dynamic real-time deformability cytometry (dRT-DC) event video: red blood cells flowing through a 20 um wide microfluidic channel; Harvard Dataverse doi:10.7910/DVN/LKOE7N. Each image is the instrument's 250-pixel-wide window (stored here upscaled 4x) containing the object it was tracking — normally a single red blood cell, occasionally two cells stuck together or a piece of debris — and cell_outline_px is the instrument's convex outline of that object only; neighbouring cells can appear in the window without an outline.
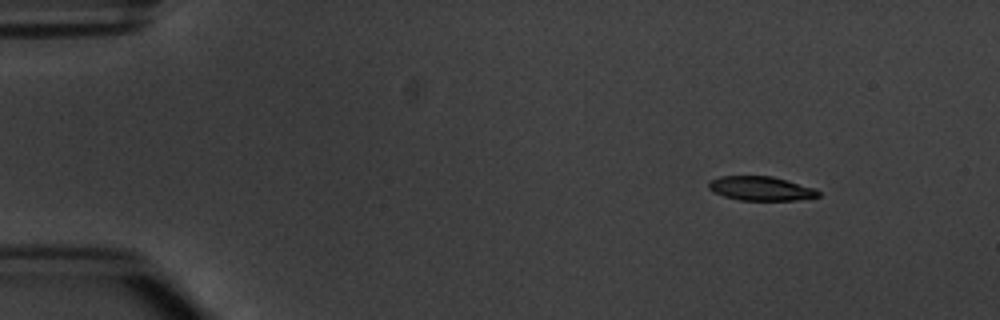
{"species": "common noctule bat (a hibernating species)", "species_latin": "Nyctalus noctula", "temperature_condition": "warm", "stored_images_in_passage": 3, "camera_frame_rate_fps": 3000, "um_per_image_px": 0.085, "animal": {"sex": "male", "body_mass_g": 20.1, "forearm_length_mm": 53.5}, "frame": {"image": 1, "passage_image": 1, "time_ms": 0.0, "image_size_px": [1000, 320], "cell_outline_px": [[820, 196], [796, 200], [740, 200], [724, 196], [712, 192], [708, 188], [708, 180], [720, 176], [772, 176], [788, 180], [816, 188], [820, 192]], "centroid_in_image_um": [64.66, 16.01], "position_along_channel_um": 20.3, "area_um2": 15.61}}
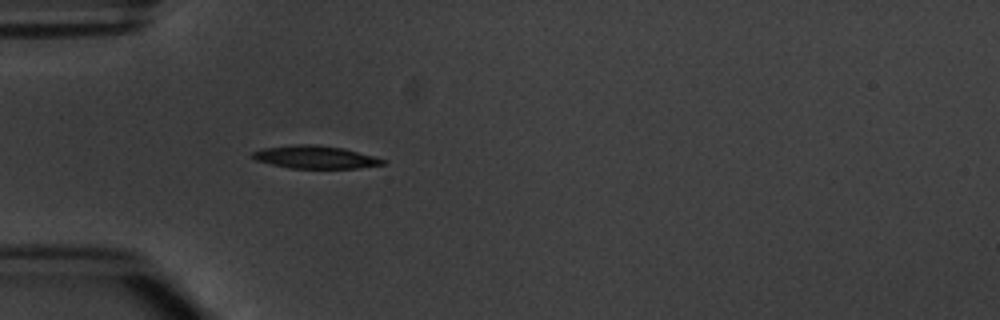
{"frame": {"image": 2, "passage_image": 3, "time_ms": 3.333, "image_size_px": [1000, 320], "cell_outline_px": [[388, 160], [384, 164], [360, 168], [288, 168], [256, 160], [248, 156], [252, 152], [264, 148], [292, 144], [316, 144], [344, 148]], "centroid_in_image_um": [26.79, 13.35], "position_along_channel_um": 58.2, "area_um2": 17.46}}